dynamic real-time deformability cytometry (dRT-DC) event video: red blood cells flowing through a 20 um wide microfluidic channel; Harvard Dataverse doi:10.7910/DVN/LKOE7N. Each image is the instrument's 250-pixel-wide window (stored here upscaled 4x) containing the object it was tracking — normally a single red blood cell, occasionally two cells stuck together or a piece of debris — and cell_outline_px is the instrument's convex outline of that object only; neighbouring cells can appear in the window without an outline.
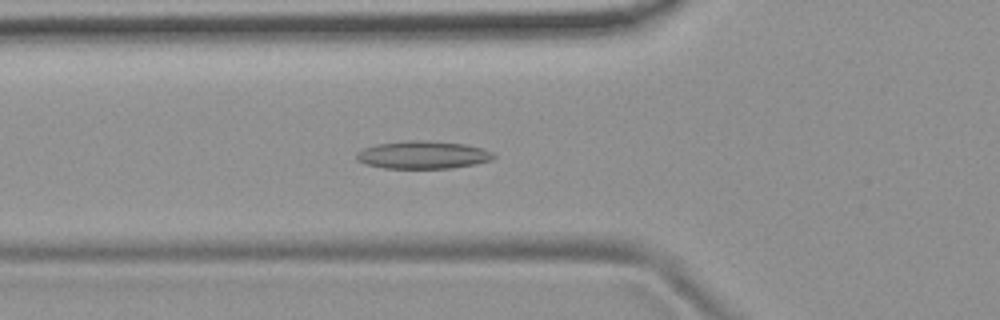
{"species": "common noctule bat (a hibernating species)", "species_latin": "Nyctalus noctula", "temperature_condition": "room temperature", "stored_images_in_passage": 40, "camera_frame_rate_fps": 3000, "um_per_image_px": 0.085, "animal": {"sex": "female", "body_mass_g": 19.9}, "frame": {"image": 1, "passage_image": 19, "time_ms": 6.0, "image_size_px": [1000, 320], "cell_outline_px": [[496, 156], [492, 160], [476, 164], [452, 168], [384, 168], [364, 164], [356, 160], [356, 152], [364, 148], [376, 144], [408, 140], [428, 140], [464, 144], [480, 148], [492, 152]], "centroid_in_image_um": [35.92, 13.16], "position_along_channel_um": 89.9, "area_um2": 22.31}}
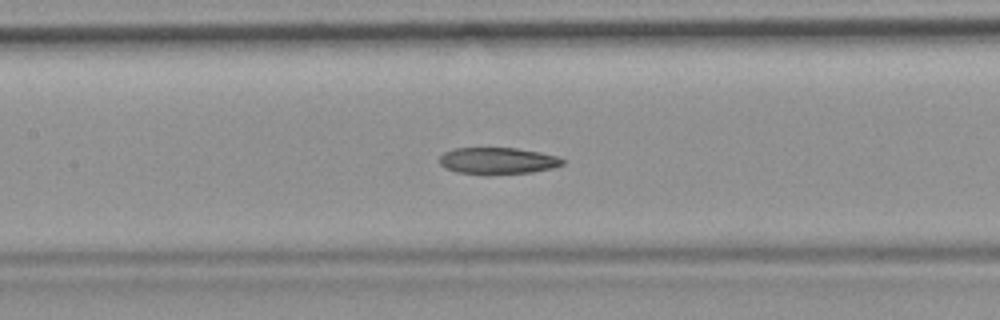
{"frame": {"image": 2, "passage_image": 25, "time_ms": 8.0, "image_size_px": [1000, 320], "cell_outline_px": [[564, 164], [556, 168], [532, 172], [484, 176], [456, 172], [444, 168], [440, 164], [440, 156], [444, 152], [452, 148], [516, 148], [540, 152], [560, 156], [564, 160]], "centroid_in_image_um": [42.32, 13.69], "position_along_channel_um": 165.1, "area_um2": 19.77}}
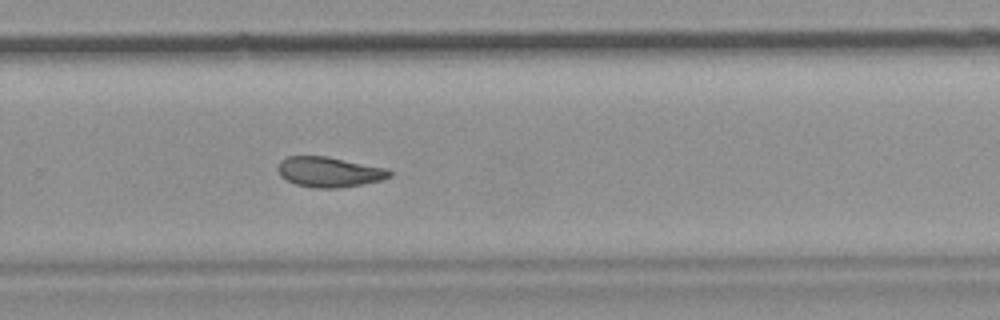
{"frame": {"image": 3, "passage_image": 36, "time_ms": 11.667, "image_size_px": [1000, 320], "cell_outline_px": [[392, 176], [380, 180], [340, 188], [312, 188], [296, 184], [280, 176], [276, 168], [280, 160], [288, 156], [328, 156], [388, 168], [392, 172]], "centroid_in_image_um": [27.97, 14.61], "position_along_channel_um": 301.8, "area_um2": 19.83}}